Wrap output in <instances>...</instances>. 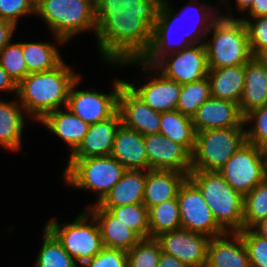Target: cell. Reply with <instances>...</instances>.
<instances>
[{
  "instance_id": "obj_1",
  "label": "cell",
  "mask_w": 267,
  "mask_h": 267,
  "mask_svg": "<svg viewBox=\"0 0 267 267\" xmlns=\"http://www.w3.org/2000/svg\"><path fill=\"white\" fill-rule=\"evenodd\" d=\"M191 5L197 9L193 10ZM172 7L169 0H125L124 45L148 66H154L168 54L179 52L192 45L204 44L206 38L209 37L208 32L212 23L221 15L220 9L216 11V8L206 1L202 3L199 0H188V3L177 13ZM212 8L215 14L211 12ZM192 10L196 13L199 11L197 15L199 18L193 12L196 20L191 19ZM187 12L191 15L189 18L194 22L197 21V24L195 23L194 26L191 24L193 30L190 26L191 29H188V32H186L187 28L190 27L186 29L182 27L178 30V27L186 26L187 23L183 24L185 20L180 21L185 15L189 16ZM176 28L178 32L182 29L186 30L180 34L182 37L180 41L174 37L175 32L177 33Z\"/></svg>"
},
{
  "instance_id": "obj_2",
  "label": "cell",
  "mask_w": 267,
  "mask_h": 267,
  "mask_svg": "<svg viewBox=\"0 0 267 267\" xmlns=\"http://www.w3.org/2000/svg\"><path fill=\"white\" fill-rule=\"evenodd\" d=\"M36 15L47 24L56 45L92 31L104 60L124 46L125 0H38Z\"/></svg>"
},
{
  "instance_id": "obj_3",
  "label": "cell",
  "mask_w": 267,
  "mask_h": 267,
  "mask_svg": "<svg viewBox=\"0 0 267 267\" xmlns=\"http://www.w3.org/2000/svg\"><path fill=\"white\" fill-rule=\"evenodd\" d=\"M80 76L62 61L51 70L29 73L17 85L15 97L27 118L39 122L48 113L66 107L70 88Z\"/></svg>"
},
{
  "instance_id": "obj_4",
  "label": "cell",
  "mask_w": 267,
  "mask_h": 267,
  "mask_svg": "<svg viewBox=\"0 0 267 267\" xmlns=\"http://www.w3.org/2000/svg\"><path fill=\"white\" fill-rule=\"evenodd\" d=\"M188 178L199 188L214 219L225 232L243 230L244 196L217 171H190Z\"/></svg>"
},
{
  "instance_id": "obj_5",
  "label": "cell",
  "mask_w": 267,
  "mask_h": 267,
  "mask_svg": "<svg viewBox=\"0 0 267 267\" xmlns=\"http://www.w3.org/2000/svg\"><path fill=\"white\" fill-rule=\"evenodd\" d=\"M212 39L205 40L208 69L245 65L252 57L245 23L220 15L211 25Z\"/></svg>"
},
{
  "instance_id": "obj_6",
  "label": "cell",
  "mask_w": 267,
  "mask_h": 267,
  "mask_svg": "<svg viewBox=\"0 0 267 267\" xmlns=\"http://www.w3.org/2000/svg\"><path fill=\"white\" fill-rule=\"evenodd\" d=\"M62 176L67 187L87 189L97 194L98 204L122 178L126 169L111 155L68 159Z\"/></svg>"
},
{
  "instance_id": "obj_7",
  "label": "cell",
  "mask_w": 267,
  "mask_h": 267,
  "mask_svg": "<svg viewBox=\"0 0 267 267\" xmlns=\"http://www.w3.org/2000/svg\"><path fill=\"white\" fill-rule=\"evenodd\" d=\"M246 142V127L196 132L191 171H219Z\"/></svg>"
},
{
  "instance_id": "obj_8",
  "label": "cell",
  "mask_w": 267,
  "mask_h": 267,
  "mask_svg": "<svg viewBox=\"0 0 267 267\" xmlns=\"http://www.w3.org/2000/svg\"><path fill=\"white\" fill-rule=\"evenodd\" d=\"M89 220V221H88ZM55 219L44 225L80 266L97 255L103 246L96 219L85 209L70 223Z\"/></svg>"
},
{
  "instance_id": "obj_9",
  "label": "cell",
  "mask_w": 267,
  "mask_h": 267,
  "mask_svg": "<svg viewBox=\"0 0 267 267\" xmlns=\"http://www.w3.org/2000/svg\"><path fill=\"white\" fill-rule=\"evenodd\" d=\"M106 64H113L123 67L124 65L141 66L145 74L148 72L151 79L143 85L136 87L130 82L125 81L129 88L150 108L158 112H166L176 110L179 94L182 85L176 81L164 77L160 72L156 71L153 66H148L140 61L125 45L110 60H105ZM155 73V74H154Z\"/></svg>"
},
{
  "instance_id": "obj_10",
  "label": "cell",
  "mask_w": 267,
  "mask_h": 267,
  "mask_svg": "<svg viewBox=\"0 0 267 267\" xmlns=\"http://www.w3.org/2000/svg\"><path fill=\"white\" fill-rule=\"evenodd\" d=\"M81 76L72 84L66 107L85 123L92 125L112 117L118 111V95L124 80L115 79L107 94L97 89L77 90Z\"/></svg>"
},
{
  "instance_id": "obj_11",
  "label": "cell",
  "mask_w": 267,
  "mask_h": 267,
  "mask_svg": "<svg viewBox=\"0 0 267 267\" xmlns=\"http://www.w3.org/2000/svg\"><path fill=\"white\" fill-rule=\"evenodd\" d=\"M177 201L182 229L203 234L210 238L226 233L214 219L212 211L199 188L188 177L179 188Z\"/></svg>"
},
{
  "instance_id": "obj_12",
  "label": "cell",
  "mask_w": 267,
  "mask_h": 267,
  "mask_svg": "<svg viewBox=\"0 0 267 267\" xmlns=\"http://www.w3.org/2000/svg\"><path fill=\"white\" fill-rule=\"evenodd\" d=\"M226 182L243 196L263 182V149L247 141L218 171Z\"/></svg>"
},
{
  "instance_id": "obj_13",
  "label": "cell",
  "mask_w": 267,
  "mask_h": 267,
  "mask_svg": "<svg viewBox=\"0 0 267 267\" xmlns=\"http://www.w3.org/2000/svg\"><path fill=\"white\" fill-rule=\"evenodd\" d=\"M164 77L186 84L202 80L208 75L204 44L192 45L162 57L154 66Z\"/></svg>"
},
{
  "instance_id": "obj_14",
  "label": "cell",
  "mask_w": 267,
  "mask_h": 267,
  "mask_svg": "<svg viewBox=\"0 0 267 267\" xmlns=\"http://www.w3.org/2000/svg\"><path fill=\"white\" fill-rule=\"evenodd\" d=\"M156 239L163 253L174 256L187 267L206 266L210 237L181 228L162 233Z\"/></svg>"
},
{
  "instance_id": "obj_15",
  "label": "cell",
  "mask_w": 267,
  "mask_h": 267,
  "mask_svg": "<svg viewBox=\"0 0 267 267\" xmlns=\"http://www.w3.org/2000/svg\"><path fill=\"white\" fill-rule=\"evenodd\" d=\"M144 146L148 170H175L189 175L192 154L183 145L159 133L145 135Z\"/></svg>"
},
{
  "instance_id": "obj_16",
  "label": "cell",
  "mask_w": 267,
  "mask_h": 267,
  "mask_svg": "<svg viewBox=\"0 0 267 267\" xmlns=\"http://www.w3.org/2000/svg\"><path fill=\"white\" fill-rule=\"evenodd\" d=\"M122 124L141 135L160 133V112L150 108L125 83L118 95Z\"/></svg>"
},
{
  "instance_id": "obj_17",
  "label": "cell",
  "mask_w": 267,
  "mask_h": 267,
  "mask_svg": "<svg viewBox=\"0 0 267 267\" xmlns=\"http://www.w3.org/2000/svg\"><path fill=\"white\" fill-rule=\"evenodd\" d=\"M196 132L211 129L246 127L239 104L215 97L208 98L192 117Z\"/></svg>"
},
{
  "instance_id": "obj_18",
  "label": "cell",
  "mask_w": 267,
  "mask_h": 267,
  "mask_svg": "<svg viewBox=\"0 0 267 267\" xmlns=\"http://www.w3.org/2000/svg\"><path fill=\"white\" fill-rule=\"evenodd\" d=\"M121 124V115L117 111L112 117L90 125L82 143L68 159L111 155L115 135Z\"/></svg>"
},
{
  "instance_id": "obj_19",
  "label": "cell",
  "mask_w": 267,
  "mask_h": 267,
  "mask_svg": "<svg viewBox=\"0 0 267 267\" xmlns=\"http://www.w3.org/2000/svg\"><path fill=\"white\" fill-rule=\"evenodd\" d=\"M205 267H250L249 257L238 232L210 239Z\"/></svg>"
},
{
  "instance_id": "obj_20",
  "label": "cell",
  "mask_w": 267,
  "mask_h": 267,
  "mask_svg": "<svg viewBox=\"0 0 267 267\" xmlns=\"http://www.w3.org/2000/svg\"><path fill=\"white\" fill-rule=\"evenodd\" d=\"M86 210L96 219L104 247L128 252L141 240L133 230L108 210L100 208L97 204H90Z\"/></svg>"
},
{
  "instance_id": "obj_21",
  "label": "cell",
  "mask_w": 267,
  "mask_h": 267,
  "mask_svg": "<svg viewBox=\"0 0 267 267\" xmlns=\"http://www.w3.org/2000/svg\"><path fill=\"white\" fill-rule=\"evenodd\" d=\"M111 156L126 170H148L144 136L123 124L116 132Z\"/></svg>"
},
{
  "instance_id": "obj_22",
  "label": "cell",
  "mask_w": 267,
  "mask_h": 267,
  "mask_svg": "<svg viewBox=\"0 0 267 267\" xmlns=\"http://www.w3.org/2000/svg\"><path fill=\"white\" fill-rule=\"evenodd\" d=\"M267 105V65L257 56L245 64V83L239 103L241 115Z\"/></svg>"
},
{
  "instance_id": "obj_23",
  "label": "cell",
  "mask_w": 267,
  "mask_h": 267,
  "mask_svg": "<svg viewBox=\"0 0 267 267\" xmlns=\"http://www.w3.org/2000/svg\"><path fill=\"white\" fill-rule=\"evenodd\" d=\"M38 123L67 143L71 155L82 143L89 124L73 114L67 107L57 109L45 115Z\"/></svg>"
},
{
  "instance_id": "obj_24",
  "label": "cell",
  "mask_w": 267,
  "mask_h": 267,
  "mask_svg": "<svg viewBox=\"0 0 267 267\" xmlns=\"http://www.w3.org/2000/svg\"><path fill=\"white\" fill-rule=\"evenodd\" d=\"M187 177L175 170H146L143 204L149 210L165 201L177 199L179 188Z\"/></svg>"
},
{
  "instance_id": "obj_25",
  "label": "cell",
  "mask_w": 267,
  "mask_h": 267,
  "mask_svg": "<svg viewBox=\"0 0 267 267\" xmlns=\"http://www.w3.org/2000/svg\"><path fill=\"white\" fill-rule=\"evenodd\" d=\"M146 170H126L122 178L97 204L99 207H118L143 203Z\"/></svg>"
},
{
  "instance_id": "obj_26",
  "label": "cell",
  "mask_w": 267,
  "mask_h": 267,
  "mask_svg": "<svg viewBox=\"0 0 267 267\" xmlns=\"http://www.w3.org/2000/svg\"><path fill=\"white\" fill-rule=\"evenodd\" d=\"M211 96L239 104L245 83V65L209 69Z\"/></svg>"
},
{
  "instance_id": "obj_27",
  "label": "cell",
  "mask_w": 267,
  "mask_h": 267,
  "mask_svg": "<svg viewBox=\"0 0 267 267\" xmlns=\"http://www.w3.org/2000/svg\"><path fill=\"white\" fill-rule=\"evenodd\" d=\"M25 110L18 101L0 99V145L16 152L21 148Z\"/></svg>"
},
{
  "instance_id": "obj_28",
  "label": "cell",
  "mask_w": 267,
  "mask_h": 267,
  "mask_svg": "<svg viewBox=\"0 0 267 267\" xmlns=\"http://www.w3.org/2000/svg\"><path fill=\"white\" fill-rule=\"evenodd\" d=\"M160 134L183 145L192 154L196 140L192 118L177 110L160 112Z\"/></svg>"
},
{
  "instance_id": "obj_29",
  "label": "cell",
  "mask_w": 267,
  "mask_h": 267,
  "mask_svg": "<svg viewBox=\"0 0 267 267\" xmlns=\"http://www.w3.org/2000/svg\"><path fill=\"white\" fill-rule=\"evenodd\" d=\"M23 56L29 73L48 71L62 61L60 50L50 42H21Z\"/></svg>"
},
{
  "instance_id": "obj_30",
  "label": "cell",
  "mask_w": 267,
  "mask_h": 267,
  "mask_svg": "<svg viewBox=\"0 0 267 267\" xmlns=\"http://www.w3.org/2000/svg\"><path fill=\"white\" fill-rule=\"evenodd\" d=\"M181 229L180 211L177 199H171L149 209L150 238Z\"/></svg>"
},
{
  "instance_id": "obj_31",
  "label": "cell",
  "mask_w": 267,
  "mask_h": 267,
  "mask_svg": "<svg viewBox=\"0 0 267 267\" xmlns=\"http://www.w3.org/2000/svg\"><path fill=\"white\" fill-rule=\"evenodd\" d=\"M34 265L35 267H80L46 227L43 229V242Z\"/></svg>"
},
{
  "instance_id": "obj_32",
  "label": "cell",
  "mask_w": 267,
  "mask_h": 267,
  "mask_svg": "<svg viewBox=\"0 0 267 267\" xmlns=\"http://www.w3.org/2000/svg\"><path fill=\"white\" fill-rule=\"evenodd\" d=\"M210 97L211 89L208 77L196 82L182 84L176 110L192 118L198 108Z\"/></svg>"
},
{
  "instance_id": "obj_33",
  "label": "cell",
  "mask_w": 267,
  "mask_h": 267,
  "mask_svg": "<svg viewBox=\"0 0 267 267\" xmlns=\"http://www.w3.org/2000/svg\"><path fill=\"white\" fill-rule=\"evenodd\" d=\"M100 208L108 210L113 216L133 230L141 239L150 238L149 210L143 203Z\"/></svg>"
},
{
  "instance_id": "obj_34",
  "label": "cell",
  "mask_w": 267,
  "mask_h": 267,
  "mask_svg": "<svg viewBox=\"0 0 267 267\" xmlns=\"http://www.w3.org/2000/svg\"><path fill=\"white\" fill-rule=\"evenodd\" d=\"M265 218H267V181L264 180L244 195L243 229H251Z\"/></svg>"
},
{
  "instance_id": "obj_35",
  "label": "cell",
  "mask_w": 267,
  "mask_h": 267,
  "mask_svg": "<svg viewBox=\"0 0 267 267\" xmlns=\"http://www.w3.org/2000/svg\"><path fill=\"white\" fill-rule=\"evenodd\" d=\"M0 65L18 85L28 74L21 42L12 40L0 52Z\"/></svg>"
},
{
  "instance_id": "obj_36",
  "label": "cell",
  "mask_w": 267,
  "mask_h": 267,
  "mask_svg": "<svg viewBox=\"0 0 267 267\" xmlns=\"http://www.w3.org/2000/svg\"><path fill=\"white\" fill-rule=\"evenodd\" d=\"M161 253V245L156 238L141 239L127 252L128 267H157Z\"/></svg>"
},
{
  "instance_id": "obj_37",
  "label": "cell",
  "mask_w": 267,
  "mask_h": 267,
  "mask_svg": "<svg viewBox=\"0 0 267 267\" xmlns=\"http://www.w3.org/2000/svg\"><path fill=\"white\" fill-rule=\"evenodd\" d=\"M246 141L262 149L267 148V105L255 109L244 117Z\"/></svg>"
},
{
  "instance_id": "obj_38",
  "label": "cell",
  "mask_w": 267,
  "mask_h": 267,
  "mask_svg": "<svg viewBox=\"0 0 267 267\" xmlns=\"http://www.w3.org/2000/svg\"><path fill=\"white\" fill-rule=\"evenodd\" d=\"M238 233L246 247L250 267H267V238L258 235L252 228Z\"/></svg>"
},
{
  "instance_id": "obj_39",
  "label": "cell",
  "mask_w": 267,
  "mask_h": 267,
  "mask_svg": "<svg viewBox=\"0 0 267 267\" xmlns=\"http://www.w3.org/2000/svg\"><path fill=\"white\" fill-rule=\"evenodd\" d=\"M239 19L246 25L251 53L257 56L267 48V16Z\"/></svg>"
},
{
  "instance_id": "obj_40",
  "label": "cell",
  "mask_w": 267,
  "mask_h": 267,
  "mask_svg": "<svg viewBox=\"0 0 267 267\" xmlns=\"http://www.w3.org/2000/svg\"><path fill=\"white\" fill-rule=\"evenodd\" d=\"M35 4L34 0H0V18L17 27L19 17L35 14Z\"/></svg>"
},
{
  "instance_id": "obj_41",
  "label": "cell",
  "mask_w": 267,
  "mask_h": 267,
  "mask_svg": "<svg viewBox=\"0 0 267 267\" xmlns=\"http://www.w3.org/2000/svg\"><path fill=\"white\" fill-rule=\"evenodd\" d=\"M80 267H128L127 252L121 249L103 247L97 255Z\"/></svg>"
},
{
  "instance_id": "obj_42",
  "label": "cell",
  "mask_w": 267,
  "mask_h": 267,
  "mask_svg": "<svg viewBox=\"0 0 267 267\" xmlns=\"http://www.w3.org/2000/svg\"><path fill=\"white\" fill-rule=\"evenodd\" d=\"M16 26L0 18V52L13 39Z\"/></svg>"
},
{
  "instance_id": "obj_43",
  "label": "cell",
  "mask_w": 267,
  "mask_h": 267,
  "mask_svg": "<svg viewBox=\"0 0 267 267\" xmlns=\"http://www.w3.org/2000/svg\"><path fill=\"white\" fill-rule=\"evenodd\" d=\"M246 12L249 16L243 18L267 16V0H253L252 6Z\"/></svg>"
},
{
  "instance_id": "obj_44",
  "label": "cell",
  "mask_w": 267,
  "mask_h": 267,
  "mask_svg": "<svg viewBox=\"0 0 267 267\" xmlns=\"http://www.w3.org/2000/svg\"><path fill=\"white\" fill-rule=\"evenodd\" d=\"M0 90L6 92H15L17 95V84L12 80V78L3 70L0 65Z\"/></svg>"
},
{
  "instance_id": "obj_45",
  "label": "cell",
  "mask_w": 267,
  "mask_h": 267,
  "mask_svg": "<svg viewBox=\"0 0 267 267\" xmlns=\"http://www.w3.org/2000/svg\"><path fill=\"white\" fill-rule=\"evenodd\" d=\"M157 267H187L172 255L161 253Z\"/></svg>"
},
{
  "instance_id": "obj_46",
  "label": "cell",
  "mask_w": 267,
  "mask_h": 267,
  "mask_svg": "<svg viewBox=\"0 0 267 267\" xmlns=\"http://www.w3.org/2000/svg\"><path fill=\"white\" fill-rule=\"evenodd\" d=\"M252 229L258 234L267 238V218L261 220Z\"/></svg>"
},
{
  "instance_id": "obj_47",
  "label": "cell",
  "mask_w": 267,
  "mask_h": 267,
  "mask_svg": "<svg viewBox=\"0 0 267 267\" xmlns=\"http://www.w3.org/2000/svg\"><path fill=\"white\" fill-rule=\"evenodd\" d=\"M236 8L239 12L245 13L253 3V0H235Z\"/></svg>"
},
{
  "instance_id": "obj_48",
  "label": "cell",
  "mask_w": 267,
  "mask_h": 267,
  "mask_svg": "<svg viewBox=\"0 0 267 267\" xmlns=\"http://www.w3.org/2000/svg\"><path fill=\"white\" fill-rule=\"evenodd\" d=\"M263 160H264V178L267 181V148L263 149Z\"/></svg>"
},
{
  "instance_id": "obj_49",
  "label": "cell",
  "mask_w": 267,
  "mask_h": 267,
  "mask_svg": "<svg viewBox=\"0 0 267 267\" xmlns=\"http://www.w3.org/2000/svg\"><path fill=\"white\" fill-rule=\"evenodd\" d=\"M257 57L264 63L267 65V48H265L264 50H262Z\"/></svg>"
},
{
  "instance_id": "obj_50",
  "label": "cell",
  "mask_w": 267,
  "mask_h": 267,
  "mask_svg": "<svg viewBox=\"0 0 267 267\" xmlns=\"http://www.w3.org/2000/svg\"><path fill=\"white\" fill-rule=\"evenodd\" d=\"M221 2H222V4L226 3L227 4L226 7H228L227 11L229 10V14L228 13L226 15L222 14V16L227 17V18H236L233 16L234 14H232V12H231V7L228 6V5H230L229 0H221Z\"/></svg>"
}]
</instances>
